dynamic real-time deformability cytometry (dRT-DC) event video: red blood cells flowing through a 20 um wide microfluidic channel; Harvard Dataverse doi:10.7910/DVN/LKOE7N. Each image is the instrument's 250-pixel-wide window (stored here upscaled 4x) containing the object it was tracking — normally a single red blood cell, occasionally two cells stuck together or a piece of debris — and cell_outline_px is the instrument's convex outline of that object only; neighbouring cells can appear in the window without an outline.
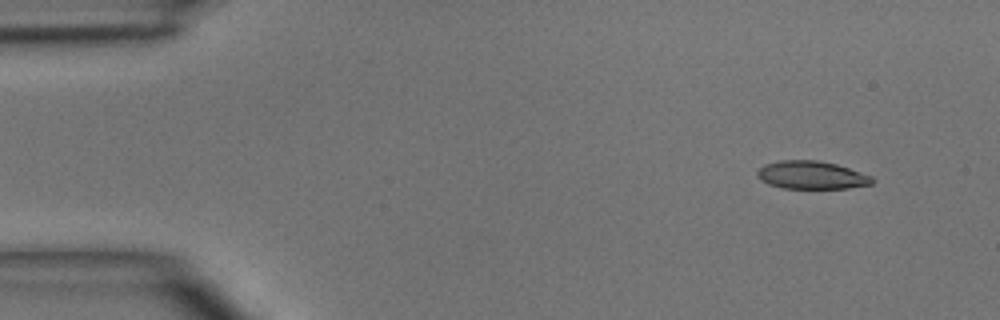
{"species": "common noctule bat (a hibernating species)", "species_latin": "Nyctalus noctula", "temperature_condition": "room temperature", "stored_images_in_passage": 3, "camera_frame_rate_fps": 3000, "um_per_image_px": 0.085, "animal": {"sex": "male", "body_mass_g": 15.6}, "frame": {"image": 1, "passage_image": 1, "time_ms": 0.0, "image_size_px": [1000, 320], "cell_outline_px": [[876, 180], [872, 184], [848, 188], [784, 188], [768, 184], [760, 180], [756, 176], [756, 172], [764, 164], [780, 160], [816, 160], [836, 164], [872, 176]], "centroid_in_image_um": [68.97, 14.88], "position_along_channel_um": 16.0, "area_um2": 18.79}}
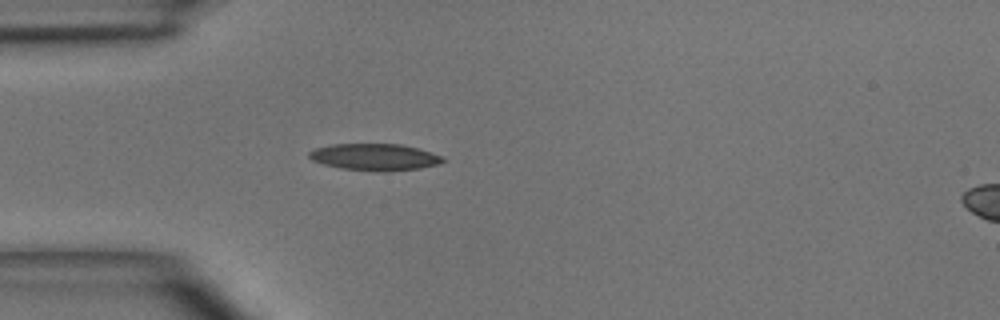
{"frame": {"image": 2, "passage_image": 3, "time_ms": 3.0, "image_size_px": [1000, 320], "cell_outline_px": [[444, 160], [440, 164], [420, 168], [384, 172], [380, 172], [340, 168], [324, 164], [312, 160], [308, 156], [308, 152], [316, 148], [332, 144], [400, 144], [432, 152], [444, 156]], "centroid_in_image_um": [31.87, 13.35], "position_along_channel_um": 53.1, "area_um2": 20.92}}